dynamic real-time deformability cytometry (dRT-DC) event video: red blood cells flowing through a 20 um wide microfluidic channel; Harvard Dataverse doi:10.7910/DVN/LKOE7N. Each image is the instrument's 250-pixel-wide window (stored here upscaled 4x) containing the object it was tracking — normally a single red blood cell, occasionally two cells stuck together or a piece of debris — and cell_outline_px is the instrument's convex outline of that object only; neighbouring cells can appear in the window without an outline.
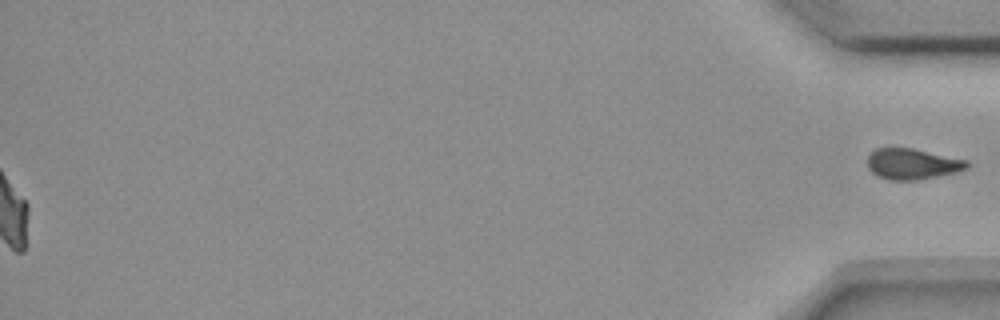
{"species": "common noctule bat (a hibernating species)", "species_latin": "Nyctalus noctula", "temperature_condition": "room temperature", "stored_images_in_passage": 56, "segment_of_instrument_passage": [2, 2], "camera_frame_rate_fps": 3000, "um_per_image_px": 0.085, "animal": {"sex": "female", "body_mass_g": 18.4}, "frame": {"image": 1, "passage_image": 56, "time_ms": 18.333, "image_size_px": [1000, 320], "cell_outline_px": [[968, 168], [956, 172], [916, 180], [888, 180], [876, 176], [868, 168], [868, 156], [876, 148], [912, 148], [968, 160]], "centroid_in_image_um": [77.53, 13.94], "position_along_channel_um": 357.7, "area_um2": 17.8}}